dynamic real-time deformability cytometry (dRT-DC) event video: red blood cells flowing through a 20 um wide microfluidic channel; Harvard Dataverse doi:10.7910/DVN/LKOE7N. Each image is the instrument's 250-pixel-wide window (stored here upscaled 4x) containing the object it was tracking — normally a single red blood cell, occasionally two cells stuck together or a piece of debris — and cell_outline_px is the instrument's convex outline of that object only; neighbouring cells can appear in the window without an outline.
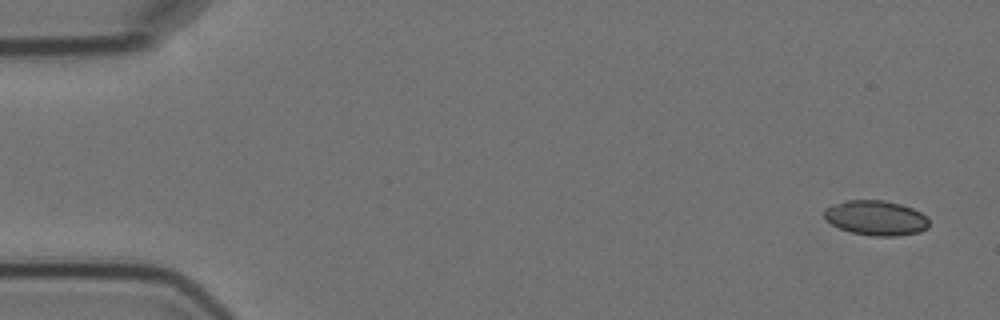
{"species": "Egyptian fruit bat (a non-hibernating species)", "species_latin": "Rousettus aegyptiacus", "temperature_condition": "cold", "stored_images_in_passage": 4, "camera_frame_rate_fps": 3000, "um_per_image_px": 0.085, "animal": {"sex": "female"}, "frame": {"image": 1, "passage_image": 1, "time_ms": 0.0, "image_size_px": [1000, 320], "cell_outline_px": [[928, 228], [920, 232], [896, 236], [872, 236], [852, 232], [840, 228], [832, 224], [824, 216], [824, 208], [832, 204], [844, 200], [884, 200], [900, 204], [912, 208], [928, 216]], "centroid_in_image_um": [74.46, 18.51], "position_along_channel_um": 10.5, "area_um2": 21.39}}
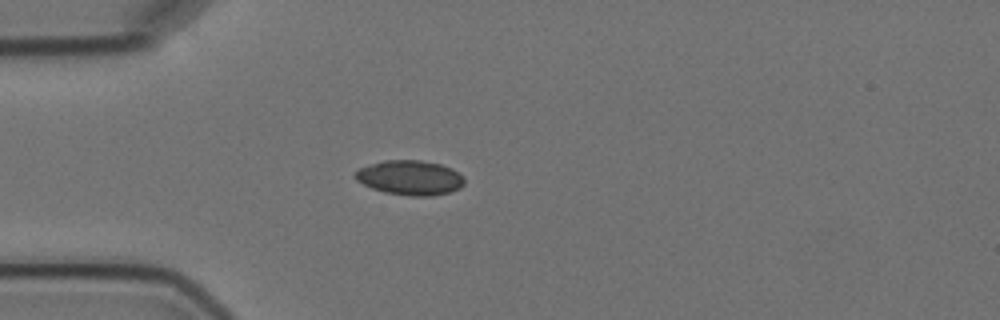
{"frame": {"image": 2, "passage_image": 4, "time_ms": 4.333, "image_size_px": [1000, 320], "cell_outline_px": [[464, 184], [460, 188], [448, 192], [432, 196], [408, 196], [384, 192], [372, 188], [356, 180], [352, 176], [360, 168], [384, 160], [420, 160], [440, 164], [452, 168], [464, 176]], "centroid_in_image_um": [34.86, 15.11], "position_along_channel_um": 50.1, "area_um2": 22.08}}